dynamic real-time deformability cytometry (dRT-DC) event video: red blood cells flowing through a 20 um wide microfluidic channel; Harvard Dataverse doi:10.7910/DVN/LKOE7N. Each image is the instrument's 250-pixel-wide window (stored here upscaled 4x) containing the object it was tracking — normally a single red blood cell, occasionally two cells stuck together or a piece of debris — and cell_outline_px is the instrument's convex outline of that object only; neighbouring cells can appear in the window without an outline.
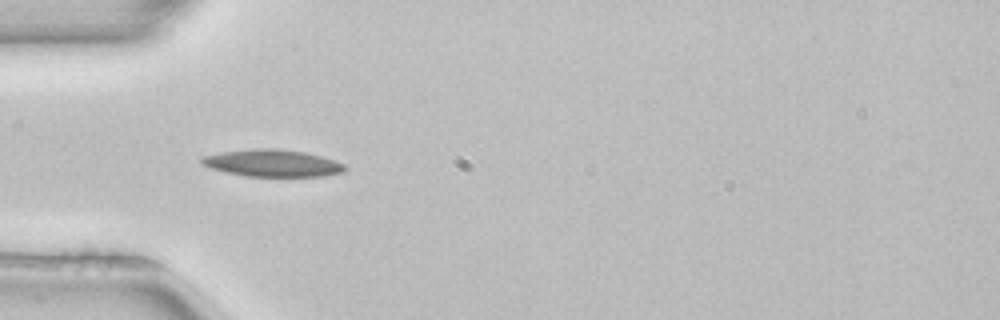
{"species": "common noctule bat (a hibernating species)", "species_latin": "Nyctalus noctula", "temperature_condition": "room temperature", "stored_images_in_passage": 4, "camera_frame_rate_fps": 3000, "um_per_image_px": 0.085, "animal": {"sex": "female", "body_mass_g": 22.7, "forearm_length_mm": 54.2}, "frame": {"image": 1, "passage_image": 3, "time_ms": 0.667, "image_size_px": [1000, 320], "cell_outline_px": [[348, 168], [344, 172], [324, 176], [248, 176], [228, 172], [212, 168], [204, 164], [200, 160], [204, 156], [224, 152], [252, 148], [276, 148], [304, 152], [320, 156], [344, 164]], "centroid_in_image_um": [23.21, 13.86], "position_along_channel_um": 61.8, "area_um2": 22.25}}